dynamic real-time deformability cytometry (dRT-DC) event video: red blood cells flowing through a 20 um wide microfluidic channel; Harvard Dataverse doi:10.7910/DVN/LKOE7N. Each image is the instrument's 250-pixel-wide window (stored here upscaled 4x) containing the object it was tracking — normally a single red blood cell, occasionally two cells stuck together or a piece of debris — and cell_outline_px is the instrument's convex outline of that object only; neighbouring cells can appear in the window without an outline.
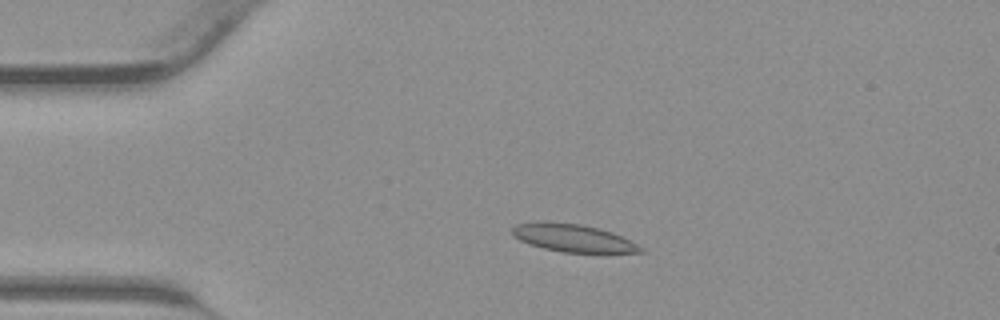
{"species": "common noctule bat (a hibernating species)", "species_latin": "Nyctalus noctula", "temperature_condition": "warm", "stored_images_in_passage": 28, "camera_frame_rate_fps": 3000, "um_per_image_px": 0.085, "animal": {"sex": "male", "body_mass_g": 23.1, "forearm_length_mm": 52.7}, "frame": {"image": 1, "passage_image": 8, "time_ms": 2.333, "image_size_px": [1000, 320], "cell_outline_px": [[644, 252], [564, 252], [544, 248], [520, 240], [512, 236], [512, 228], [516, 224], [540, 220], [548, 220], [580, 224], [612, 232], [644, 248]], "centroid_in_image_um": [48.63, 20.2], "position_along_channel_um": 36.4, "area_um2": 20.58}}
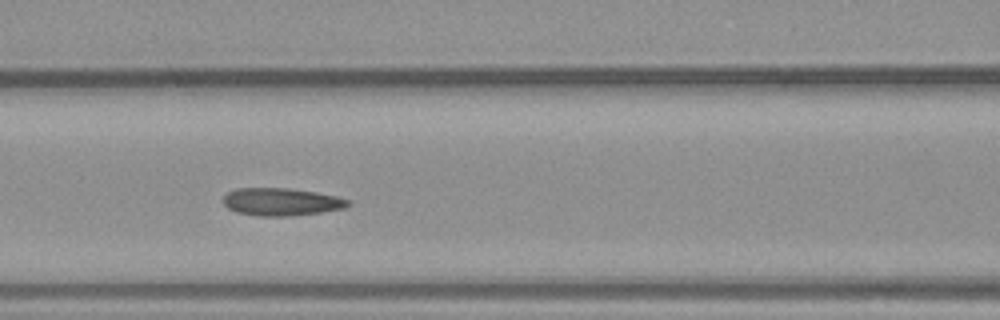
{"frame": {"image": 2, "passage_image": 17, "time_ms": 5.333, "image_size_px": [1000, 320], "cell_outline_px": [[352, 204], [344, 208], [320, 212], [288, 216], [256, 216], [236, 212], [228, 208], [224, 204], [224, 196], [228, 192], [236, 188], [288, 188], [316, 192], [336, 196], [352, 200]], "centroid_in_image_um": [23.93, 17.15], "position_along_channel_um": 142.7, "area_um2": 20.17}}
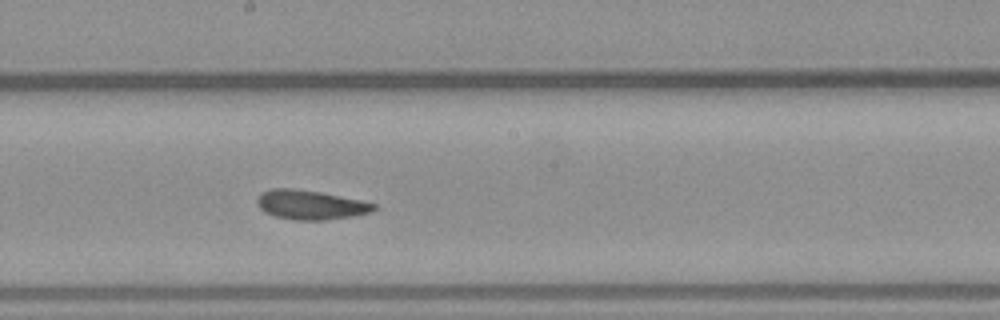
{"frame": {"image": 3, "passage_image": 22, "time_ms": 7.0, "image_size_px": [1000, 320], "cell_outline_px": [[376, 208], [368, 212], [352, 216], [324, 220], [292, 220], [276, 216], [264, 212], [256, 204], [256, 200], [260, 192], [272, 188], [292, 188], [320, 192], [360, 200], [376, 204]], "centroid_in_image_um": [26.32, 17.4], "position_along_channel_um": 221.9, "area_um2": 19.88}}